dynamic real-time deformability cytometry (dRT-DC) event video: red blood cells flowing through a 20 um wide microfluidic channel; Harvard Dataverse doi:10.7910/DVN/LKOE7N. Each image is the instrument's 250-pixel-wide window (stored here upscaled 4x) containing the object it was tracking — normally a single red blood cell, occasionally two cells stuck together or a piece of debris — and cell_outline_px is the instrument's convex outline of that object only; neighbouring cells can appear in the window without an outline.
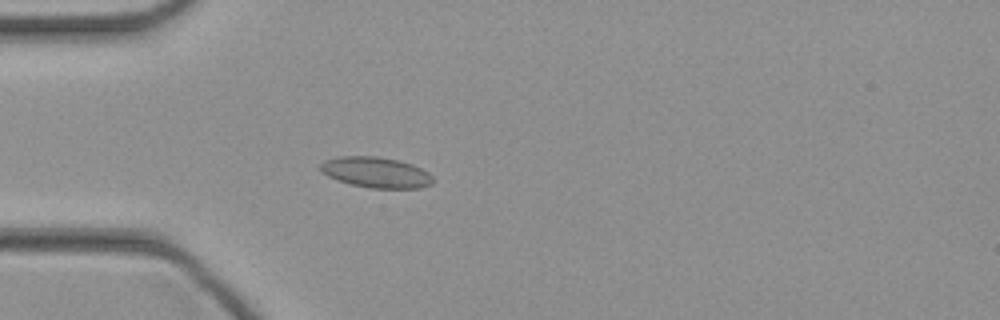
{"species": "common noctule bat (a hibernating species)", "species_latin": "Nyctalus noctula", "temperature_condition": "cold", "stored_images_in_passage": 47, "camera_frame_rate_fps": 3000, "um_per_image_px": 0.085, "animal": {"sex": "female", "body_mass_g": 21.9}, "frame": {"image": 1, "passage_image": 14, "time_ms": 4.333, "image_size_px": [1000, 320], "cell_outline_px": [[432, 184], [420, 188], [368, 188], [336, 180], [320, 172], [320, 164], [324, 160], [340, 156], [376, 156], [396, 160], [412, 164], [428, 172], [432, 176]], "centroid_in_image_um": [31.93, 14.65], "position_along_channel_um": 53.1, "area_um2": 20.11}}
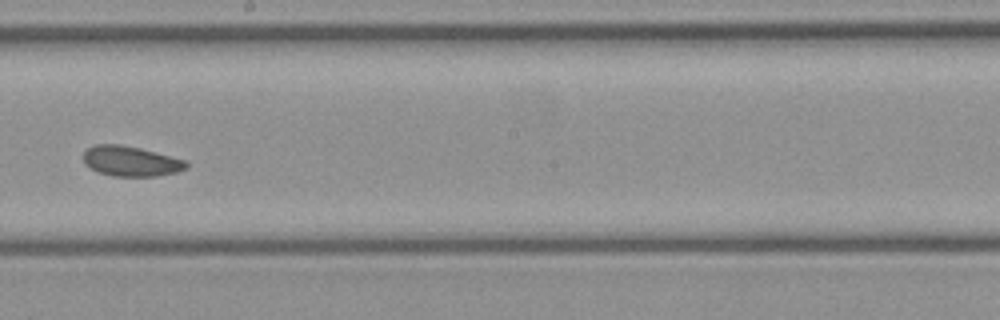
{"frame": {"image": 2, "passage_image": 27, "time_ms": 8.667, "image_size_px": [1000, 320], "cell_outline_px": [[188, 168], [176, 172], [156, 176], [112, 176], [96, 172], [84, 164], [84, 152], [88, 148], [96, 144], [120, 144], [140, 148], [188, 160]], "centroid_in_image_um": [11.13, 13.7], "position_along_channel_um": 237.1, "area_um2": 18.26}}
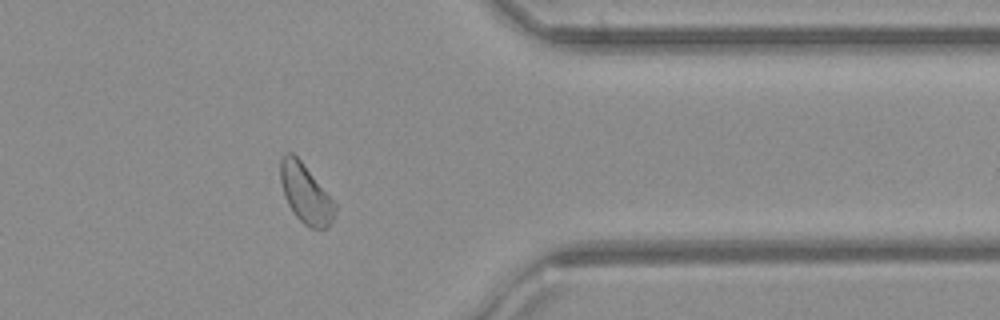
{"frame": {"image": 3, "passage_image": 38, "time_ms": 12.333, "image_size_px": [1000, 320], "cell_outline_px": [[336, 216], [324, 228], [308, 228], [292, 212], [284, 196], [280, 180], [280, 160], [284, 152], [292, 152], [300, 160], [336, 204]], "centroid_in_image_um": [25.95, 16.46], "position_along_channel_um": 385.5, "area_um2": 18.61}}